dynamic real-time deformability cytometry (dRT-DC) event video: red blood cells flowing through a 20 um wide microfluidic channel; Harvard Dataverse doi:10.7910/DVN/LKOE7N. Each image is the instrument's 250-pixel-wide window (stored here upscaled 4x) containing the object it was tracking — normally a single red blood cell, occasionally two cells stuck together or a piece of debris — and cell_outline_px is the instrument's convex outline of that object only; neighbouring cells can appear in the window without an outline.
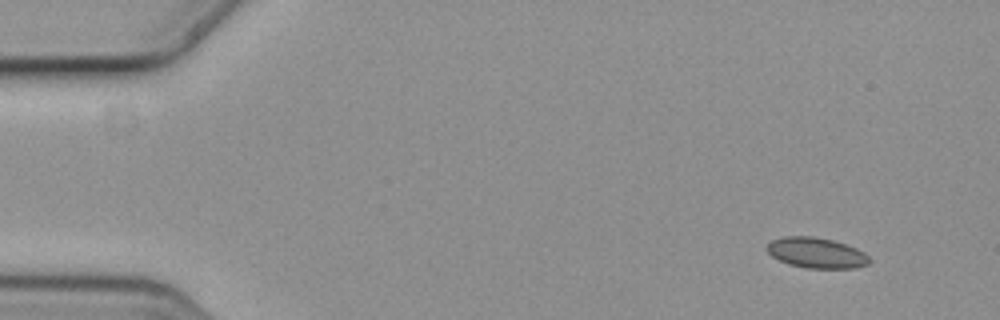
{"species": "common noctule bat (a hibernating species)", "species_latin": "Nyctalus noctula", "temperature_condition": "cold", "stored_images_in_passage": 5, "camera_frame_rate_fps": 3000, "um_per_image_px": 0.085, "animal": {"sex": "female", "body_mass_g": 19.3, "forearm_length_mm": 54.1}, "frame": {"image": 1, "passage_image": 1, "time_ms": 0.0, "image_size_px": [1000, 320], "cell_outline_px": [[872, 260], [868, 264], [856, 268], [804, 268], [788, 264], [772, 256], [764, 248], [772, 240], [784, 236], [812, 236], [832, 240], [856, 248], [864, 252]], "centroid_in_image_um": [69.39, 21.5], "position_along_channel_um": 15.6, "area_um2": 18.26}}